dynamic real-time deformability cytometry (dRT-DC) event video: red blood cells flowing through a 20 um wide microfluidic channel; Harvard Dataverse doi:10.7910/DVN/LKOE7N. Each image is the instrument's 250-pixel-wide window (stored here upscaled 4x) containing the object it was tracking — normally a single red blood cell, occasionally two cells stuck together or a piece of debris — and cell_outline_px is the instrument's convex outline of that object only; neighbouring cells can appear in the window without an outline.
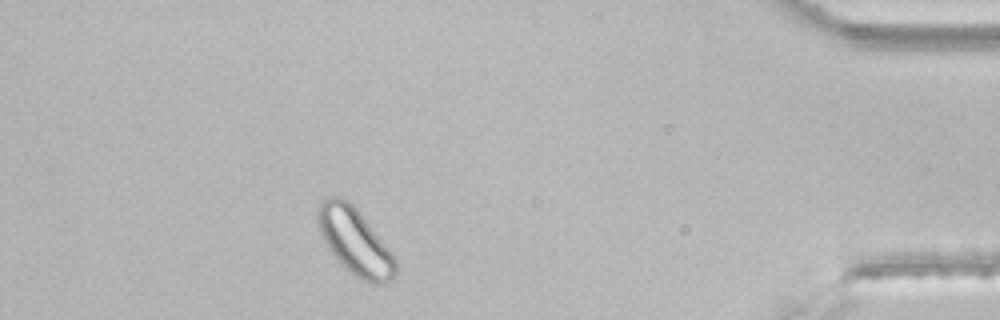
{"species": "common noctule bat (a hibernating species)", "species_latin": "Nyctalus noctula", "temperature_condition": "room temperature", "stored_images_in_passage": 33, "segment_of_instrument_passage": [2, 2], "camera_frame_rate_fps": 3000, "um_per_image_px": 0.085, "animal": {"sex": "male", "body_mass_g": 21.5, "forearm_length_mm": 52.0}, "frame": {"image": 1, "passage_image": 29, "time_ms": 9.333, "image_size_px": [1000, 320], "cell_outline_px": [[396, 272], [392, 280], [384, 284], [368, 284], [356, 276], [340, 264], [336, 260], [328, 248], [320, 232], [316, 220], [316, 212], [320, 200], [328, 196], [340, 196], [348, 200], [356, 208], [392, 252], [396, 260]], "centroid_in_image_um": [30.14, 20.52], "position_along_channel_um": 405.1, "area_um2": 30.4}}